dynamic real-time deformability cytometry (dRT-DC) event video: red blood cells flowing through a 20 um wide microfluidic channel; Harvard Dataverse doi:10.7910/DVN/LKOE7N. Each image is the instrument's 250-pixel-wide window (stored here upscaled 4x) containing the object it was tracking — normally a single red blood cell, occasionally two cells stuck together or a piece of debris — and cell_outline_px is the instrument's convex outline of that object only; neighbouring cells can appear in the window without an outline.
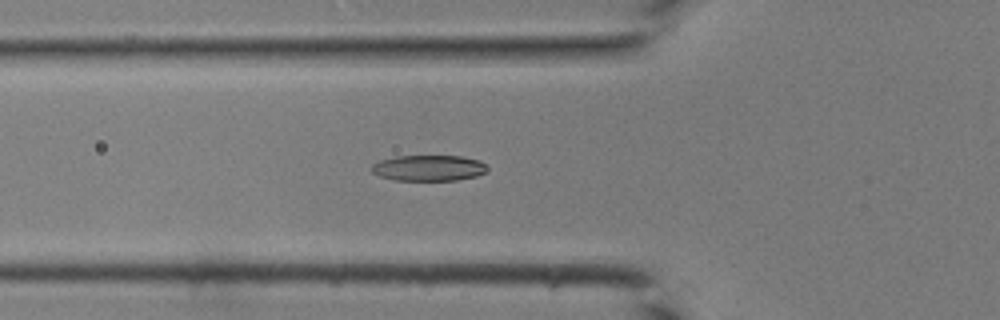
{"species": "common noctule bat (a hibernating species)", "species_latin": "Nyctalus noctula", "temperature_condition": "room temperature", "stored_images_in_passage": 42, "camera_frame_rate_fps": 3000, "um_per_image_px": 0.085, "animal": {"sex": "male", "body_mass_g": 19.0, "forearm_length_mm": 50.8}, "frame": {"image": 1, "passage_image": 15, "time_ms": 4.667, "image_size_px": [1000, 320], "cell_outline_px": [[488, 172], [476, 176], [456, 180], [396, 180], [380, 176], [372, 172], [372, 164], [380, 160], [396, 156], [460, 156], [480, 160], [488, 168]], "centroid_in_image_um": [36.46, 14.27], "position_along_channel_um": 89.3, "area_um2": 17.4}}
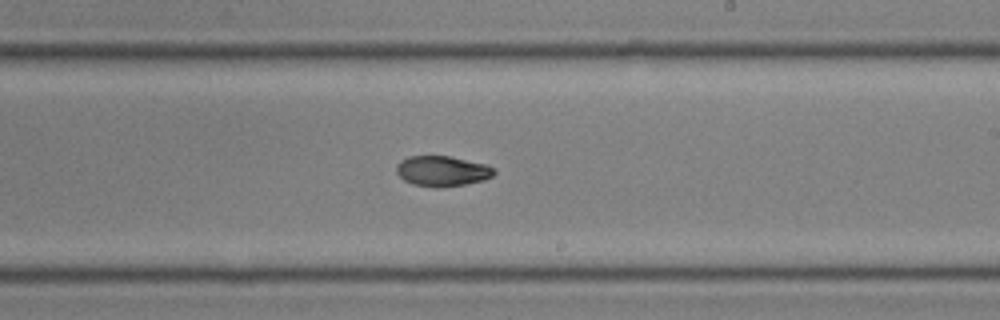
{"frame": {"image": 2, "passage_image": 25, "time_ms": 8.0, "image_size_px": [1000, 320], "cell_outline_px": [[496, 172], [492, 176], [484, 180], [464, 184], [436, 188], [412, 184], [404, 180], [396, 172], [396, 164], [400, 160], [408, 156], [448, 156], [484, 164], [496, 168]], "centroid_in_image_um": [37.56, 14.54], "position_along_channel_um": 251.4, "area_um2": 17.28}}
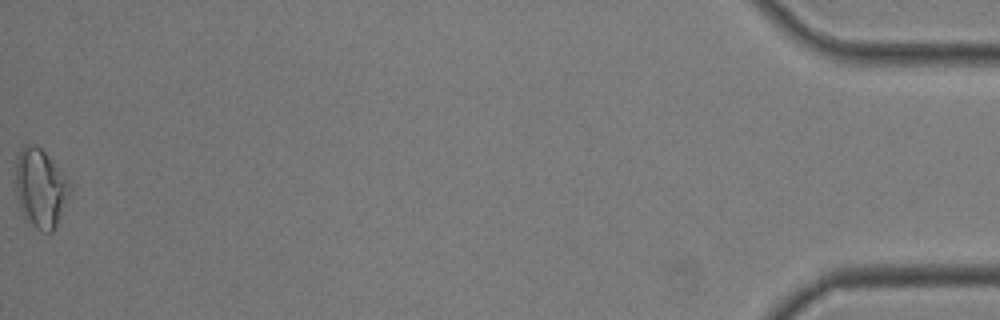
{"frame": {"image": 3, "passage_image": 42, "time_ms": 13.667, "image_size_px": [1000, 320], "cell_outline_px": [[72, 188], [56, 224], [52, 232], [48, 232], [36, 228], [28, 224], [20, 208], [16, 192], [16, 156], [20, 148], [28, 144], [36, 144], [68, 176], [72, 184]], "centroid_in_image_um": [3.45, 15.96], "position_along_channel_um": 431.8, "area_um2": 25.03}}